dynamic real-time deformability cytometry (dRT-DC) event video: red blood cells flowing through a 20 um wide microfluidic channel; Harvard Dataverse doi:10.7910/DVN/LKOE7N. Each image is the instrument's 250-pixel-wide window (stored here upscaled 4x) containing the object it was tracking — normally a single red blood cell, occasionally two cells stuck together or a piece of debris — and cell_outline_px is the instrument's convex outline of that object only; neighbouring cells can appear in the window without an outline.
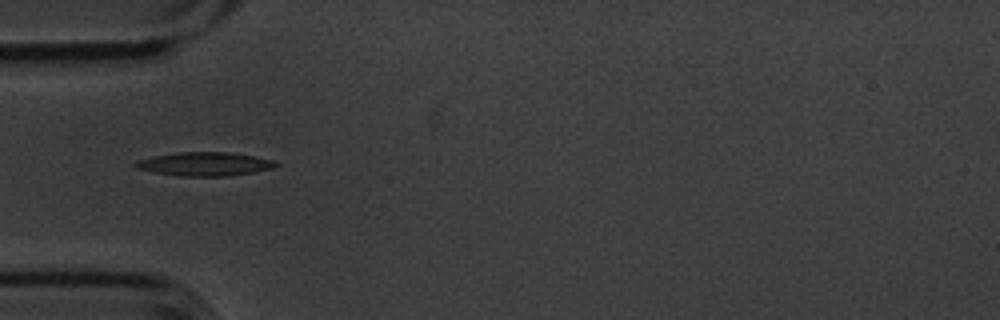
{"species": "common noctule bat (a hibernating species)", "species_latin": "Nyctalus noctula", "temperature_condition": "cold", "stored_images_in_passage": 6, "camera_frame_rate_fps": 3000, "um_per_image_px": 0.085, "animal": {"sex": "male", "body_mass_g": 20.1, "forearm_length_mm": 53.5}, "frame": {"image": 1, "passage_image": 4, "time_ms": 1.0, "image_size_px": [1000, 320], "cell_outline_px": [[280, 164], [272, 168], [252, 172], [228, 176], [180, 176], [152, 172], [140, 168], [136, 164], [136, 160], [176, 152], [228, 152], [252, 156], [272, 160]], "centroid_in_image_um": [17.41, 13.94], "position_along_channel_um": 67.6, "area_um2": 19.02}}
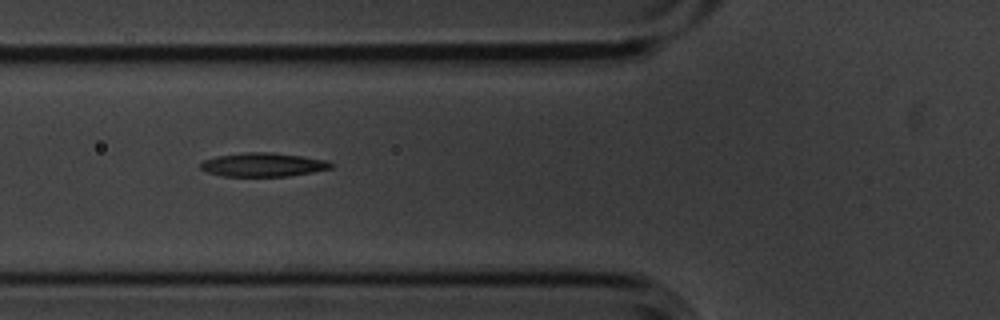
{"frame": {"image": 2, "passage_image": 5, "time_ms": 1.333, "image_size_px": [1000, 320], "cell_outline_px": [[336, 164], [332, 168], [312, 172], [288, 176], [224, 176], [208, 172], [200, 168], [200, 164], [204, 160], [216, 156], [244, 152], [272, 152], [304, 156], [328, 160]], "centroid_in_image_um": [22.42, 13.99], "position_along_channel_um": 103.4, "area_um2": 18.21}}
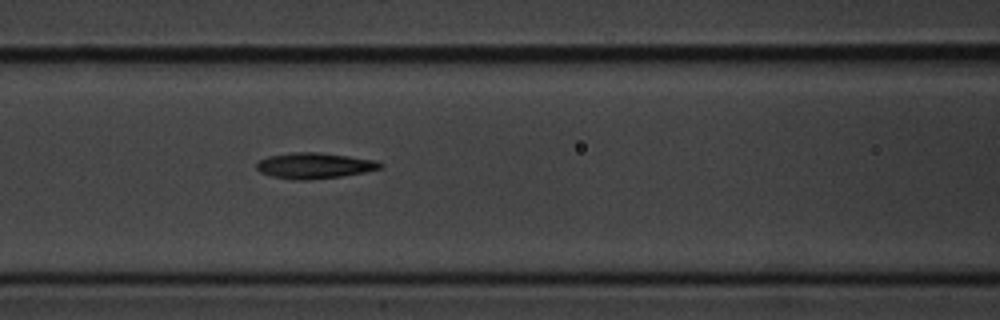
{"frame": {"image": 3, "passage_image": 6, "time_ms": 1.667, "image_size_px": [1000, 320], "cell_outline_px": [[384, 164], [380, 168], [364, 172], [340, 176], [312, 180], [296, 180], [272, 176], [260, 172], [256, 168], [256, 164], [260, 160], [268, 156], [292, 152], [320, 152], [376, 160]], "centroid_in_image_um": [26.71, 14.07], "position_along_channel_um": 139.9, "area_um2": 18.55}}